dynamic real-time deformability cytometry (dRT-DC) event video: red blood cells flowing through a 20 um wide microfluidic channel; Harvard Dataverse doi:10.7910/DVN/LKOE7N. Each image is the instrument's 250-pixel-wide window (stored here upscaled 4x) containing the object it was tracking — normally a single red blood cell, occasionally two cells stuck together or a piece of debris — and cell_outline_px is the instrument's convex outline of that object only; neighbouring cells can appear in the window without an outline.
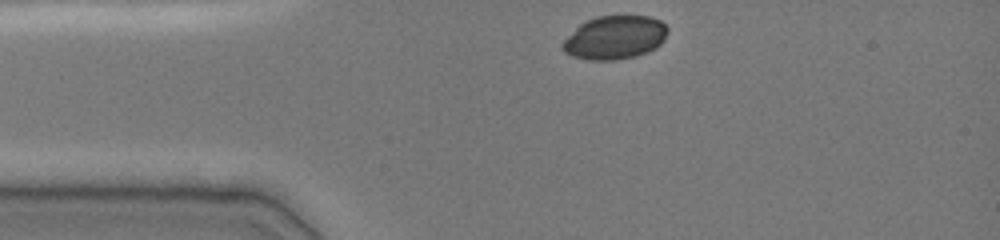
{"species": "common noctule bat (a hibernating species)", "species_latin": "Nyctalus noctula", "temperature_condition": "cold", "stored_images_in_passage": 34, "camera_frame_rate_fps": 3000, "um_per_image_px": 0.085, "animal": {"sex": "female", "body_mass_g": 19.0, "forearm_length_mm": 51.5}, "frame": {"image": 1, "passage_image": 1, "time_ms": 0.0, "image_size_px": [1000, 240], "cell_outline_px": [[668, 32], [664, 40], [656, 48], [648, 52], [636, 56], [616, 60], [588, 60], [572, 56], [564, 52], [560, 48], [560, 44], [584, 20], [596, 16], [648, 16], [660, 20], [668, 28]], "centroid_in_image_um": [52.25, 3.19], "position_along_channel_um": 32.8, "area_um2": 26.88}}
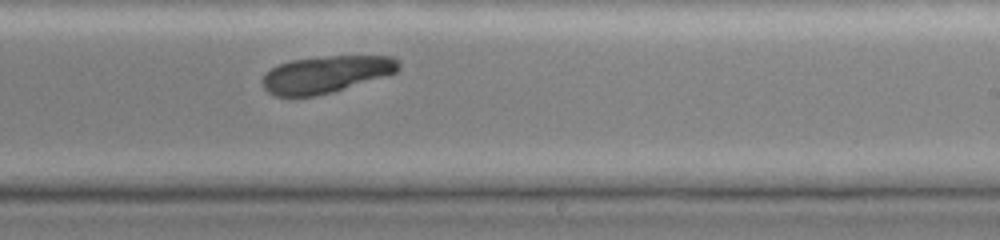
{"frame": {"image": 2, "passage_image": 22, "time_ms": 6.667, "image_size_px": [1000, 240], "cell_outline_px": [[400, 68], [396, 72], [332, 92], [316, 96], [276, 96], [268, 92], [264, 88], [260, 80], [272, 68], [280, 64], [292, 60], [328, 56], [396, 56], [400, 60]], "centroid_in_image_um": [27.72, 6.31], "position_along_channel_um": 261.3, "area_um2": 29.13}}
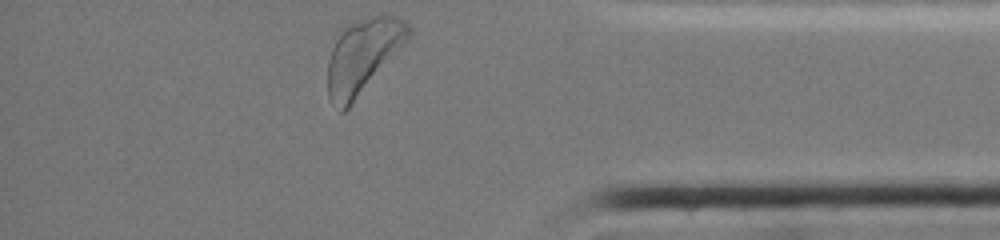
{"frame": {"image": 3, "passage_image": 34, "time_ms": 10.667, "image_size_px": [1000, 240], "cell_outline_px": [[412, 32], [348, 108], [344, 112], [340, 112], [328, 96], [328, 60], [332, 48], [340, 28], [348, 24], [372, 16], [396, 16], [404, 20], [412, 28]], "centroid_in_image_um": [30.79, 4.72], "position_along_channel_um": 404.4, "area_um2": 33.87}}